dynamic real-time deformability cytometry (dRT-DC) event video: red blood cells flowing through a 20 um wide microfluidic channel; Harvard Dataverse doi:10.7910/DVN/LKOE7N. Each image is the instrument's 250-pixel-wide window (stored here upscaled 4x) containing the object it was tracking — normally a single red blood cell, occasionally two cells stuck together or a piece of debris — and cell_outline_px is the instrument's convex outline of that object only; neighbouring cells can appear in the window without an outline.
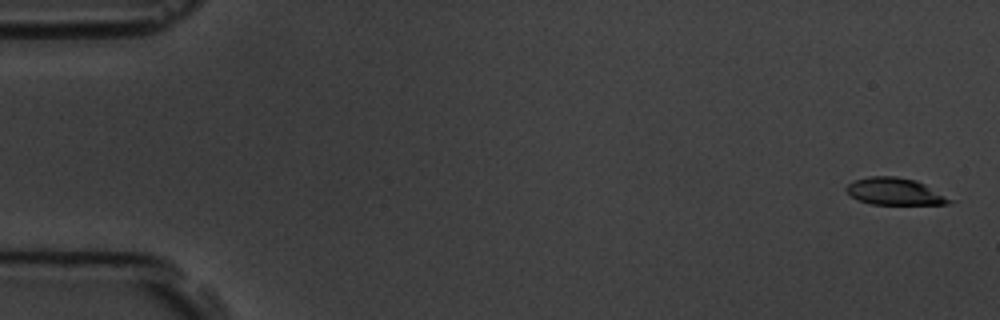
{"species": "common noctule bat (a hibernating species)", "species_latin": "Nyctalus noctula", "temperature_condition": "room temperature", "stored_images_in_passage": 6, "segment_of_instrument_passage": [2, 2], "camera_frame_rate_fps": 3000, "um_per_image_px": 0.085, "animal": {"sex": "male", "body_mass_g": 19.5, "forearm_length_mm": 54.6}, "frame": {"image": 1, "passage_image": 6, "time_ms": 5.667, "image_size_px": [1000, 320], "cell_outline_px": [[956, 200], [948, 204], [872, 204], [860, 200], [852, 196], [844, 188], [848, 184], [856, 180], [868, 176], [896, 176], [916, 180]], "centroid_in_image_um": [76.1, 16.27], "position_along_channel_um": 8.9, "area_um2": 16.18}}